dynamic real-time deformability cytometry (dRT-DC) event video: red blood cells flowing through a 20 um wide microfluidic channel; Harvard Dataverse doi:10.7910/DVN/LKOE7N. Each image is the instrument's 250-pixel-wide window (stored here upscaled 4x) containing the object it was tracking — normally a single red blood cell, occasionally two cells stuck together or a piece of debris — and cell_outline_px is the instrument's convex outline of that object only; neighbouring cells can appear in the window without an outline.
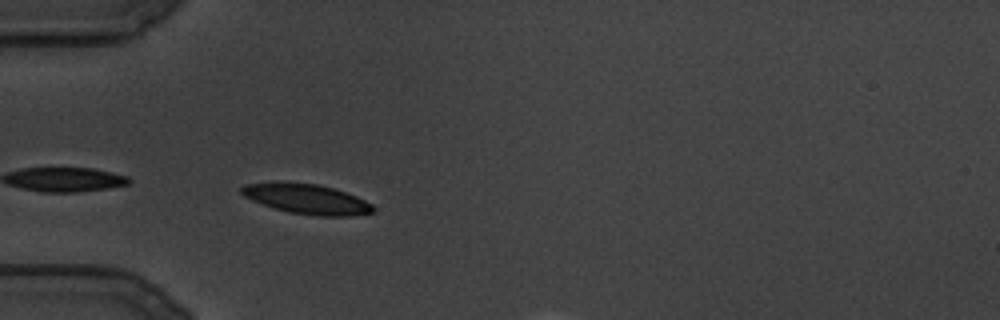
{"species": "common noctule bat (a hibernating species)", "species_latin": "Nyctalus noctula", "temperature_condition": "cold", "stored_images_in_passage": 25, "camera_frame_rate_fps": 3000, "um_per_image_px": 0.085, "animal": {"sex": "male", "body_mass_g": 19.5, "forearm_length_mm": 54.6}, "frame": {"image": 1, "passage_image": 4, "time_ms": 1.0, "image_size_px": [1000, 320], "cell_outline_px": [[376, 212], [352, 216], [320, 216], [288, 212], [252, 200], [244, 196], [240, 192], [240, 188], [244, 184], [316, 184], [332, 188], [356, 196], [372, 204], [376, 208]], "centroid_in_image_um": [26.17, 16.96], "position_along_channel_um": 58.8, "area_um2": 22.2}}